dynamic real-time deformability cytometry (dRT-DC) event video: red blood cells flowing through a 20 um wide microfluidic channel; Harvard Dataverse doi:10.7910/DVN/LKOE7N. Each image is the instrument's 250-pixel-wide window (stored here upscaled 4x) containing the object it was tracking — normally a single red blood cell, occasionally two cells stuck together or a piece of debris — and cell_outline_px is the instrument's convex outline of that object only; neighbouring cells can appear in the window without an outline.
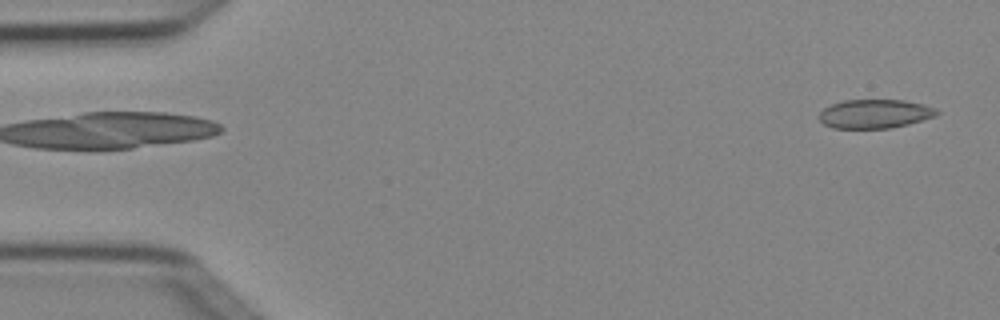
{"species": "Egyptian fruit bat (a non-hibernating species)", "species_latin": "Rousettus aegyptiacus", "temperature_condition": "cold", "stored_images_in_passage": 5, "segment_of_instrument_passage": [2, 2], "camera_frame_rate_fps": 3000, "um_per_image_px": 0.085, "animal": {"sex": "female"}, "frame": {"image": 1, "passage_image": 5, "time_ms": 1.333, "image_size_px": [1000, 320], "cell_outline_px": [[940, 112], [936, 116], [908, 124], [892, 128], [832, 128], [824, 124], [820, 120], [820, 112], [824, 108], [832, 104], [844, 100], [904, 100], [924, 104], [936, 108]], "centroid_in_image_um": [74.39, 9.67], "position_along_channel_um": 10.6, "area_um2": 19.83}}